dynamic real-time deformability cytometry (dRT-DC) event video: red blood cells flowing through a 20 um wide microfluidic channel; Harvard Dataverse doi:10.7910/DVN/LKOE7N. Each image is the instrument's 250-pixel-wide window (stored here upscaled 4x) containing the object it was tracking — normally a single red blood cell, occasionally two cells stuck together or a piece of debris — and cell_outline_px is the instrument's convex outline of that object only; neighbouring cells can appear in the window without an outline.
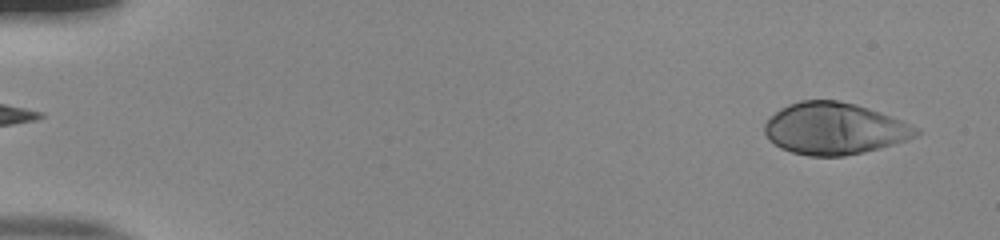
{"species": "human", "species_latin": "Homo sapiens", "temperature_condition": "room temperature", "stored_images_in_passage": 52, "camera_frame_rate_fps": 3000, "um_per_image_px": 0.085, "donor": {"sex": "male"}, "frame": {"image": 1, "passage_image": 2, "time_ms": 0.333, "image_size_px": [1000, 240], "cell_outline_px": [[920, 132], [916, 136], [880, 148], [864, 152], [844, 156], [808, 156], [792, 152], [780, 148], [768, 140], [764, 132], [764, 124], [780, 108], [788, 104], [800, 100], [836, 100], [856, 104], [880, 112], [920, 128]], "centroid_in_image_um": [70.89, 10.93], "position_along_channel_um": 14.1, "area_um2": 45.66}}
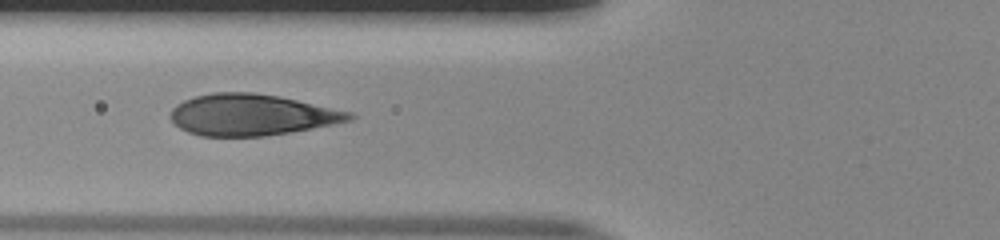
{"frame": {"image": 2, "passage_image": 20, "time_ms": 6.333, "image_size_px": [1000, 240], "cell_outline_px": [[356, 116], [352, 120], [332, 124], [288, 132], [264, 136], [200, 136], [188, 132], [180, 128], [168, 116], [172, 108], [176, 104], [184, 100], [196, 96], [212, 92], [252, 92], [280, 96], [352, 112]], "centroid_in_image_um": [21.36, 9.75], "position_along_channel_um": 104.4, "area_um2": 43.0}}
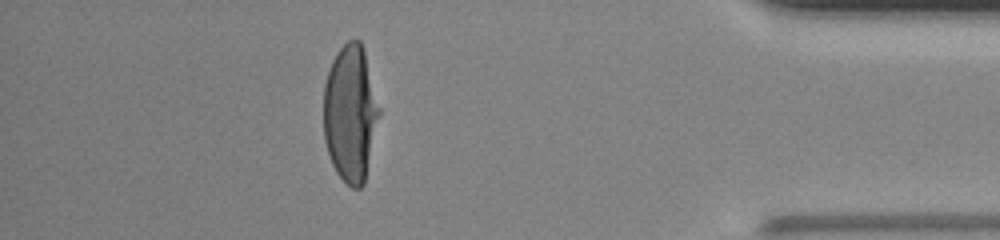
{"frame": {"image": 3, "passage_image": 46, "time_ms": 15.0, "image_size_px": [1000, 240], "cell_outline_px": [[380, 112], [364, 184], [360, 188], [352, 188], [336, 172], [332, 164], [324, 140], [324, 84], [332, 60], [336, 52], [348, 40], [360, 40], [364, 48], [380, 108]], "centroid_in_image_um": [29.78, 9.61], "position_along_channel_um": 405.4, "area_um2": 44.27}, "authors_computed_cell_mechanics": {"area_um2": 44.795, "velocity_mm_per_s": 3.9017, "shape_relaxation_time_tau1_ms": 4.5787, "shape_relaxation_time_tau2_ms": null, "deformation_change_tau1": 0.2562, "deformation_change_tau2": null}}